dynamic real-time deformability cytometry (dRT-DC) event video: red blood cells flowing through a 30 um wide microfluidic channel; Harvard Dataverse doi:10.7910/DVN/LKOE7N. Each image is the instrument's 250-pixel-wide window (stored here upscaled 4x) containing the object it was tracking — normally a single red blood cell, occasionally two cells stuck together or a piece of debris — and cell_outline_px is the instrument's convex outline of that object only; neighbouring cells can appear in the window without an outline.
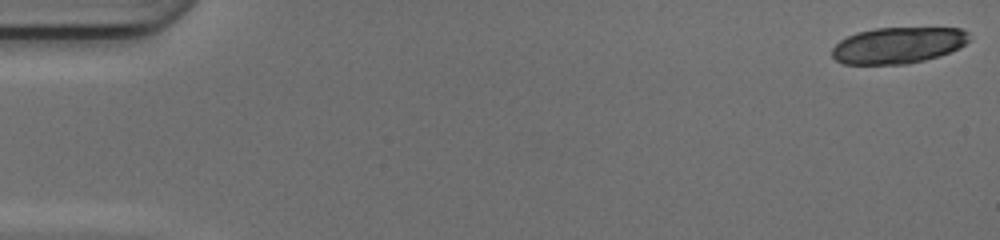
{"species": "common noctule bat (a hibernating species)", "species_latin": "Nyctalus noctula", "temperature_condition": "cold", "stored_images_in_passage": 18, "camera_frame_rate_fps": 3000, "um_per_image_px": 0.085, "animal": {"sex": "female", "body_mass_g": 17.0, "forearm_length_mm": 48.0}, "frame": {"image": 1, "passage_image": 1, "time_ms": 0.0, "image_size_px": [1000, 240], "cell_outline_px": [[972, 40], [960, 48], [940, 56], [908, 64], [844, 64], [836, 60], [832, 56], [832, 48], [840, 40], [856, 32], [876, 28], [960, 28], [968, 32]], "centroid_in_image_um": [76.37, 3.85], "position_along_channel_um": 8.6, "area_um2": 29.25}}